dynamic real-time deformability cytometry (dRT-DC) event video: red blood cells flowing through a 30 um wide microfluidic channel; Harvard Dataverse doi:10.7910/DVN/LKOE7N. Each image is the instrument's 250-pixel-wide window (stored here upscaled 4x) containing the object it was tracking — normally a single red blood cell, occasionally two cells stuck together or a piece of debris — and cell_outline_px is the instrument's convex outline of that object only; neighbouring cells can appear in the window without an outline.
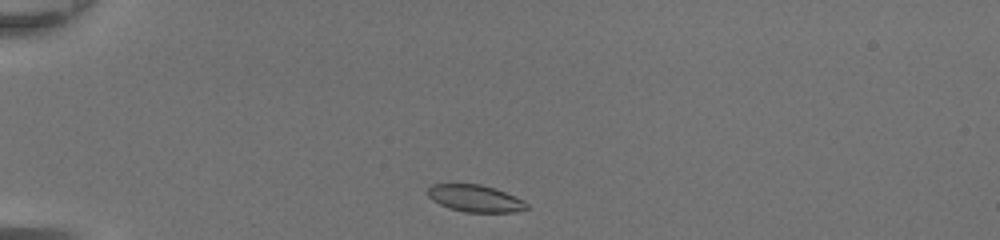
{"species": "common noctule bat (a hibernating species)", "species_latin": "Nyctalus noctula", "temperature_condition": "room temperature", "stored_images_in_passage": 36, "camera_frame_rate_fps": 3000, "um_per_image_px": 0.085, "animal": {"sex": "female", "body_mass_g": 20.0, "forearm_length_mm": 54.0}, "frame": {"image": 1, "passage_image": 1, "time_ms": 0.0, "image_size_px": [1000, 240], "cell_outline_px": [[528, 208], [516, 212], [464, 212], [448, 208], [432, 200], [428, 196], [428, 188], [432, 184], [480, 184], [496, 188], [524, 200], [528, 204]], "centroid_in_image_um": [40.4, 16.86], "position_along_channel_um": 44.6, "area_um2": 15.66}}
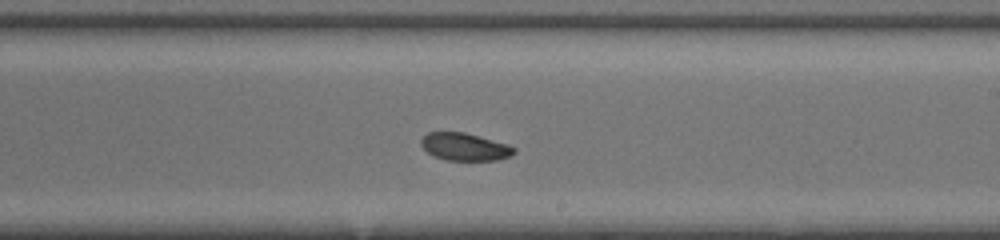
{"frame": {"image": 2, "passage_image": 18, "time_ms": 5.667, "image_size_px": [1000, 240], "cell_outline_px": [[516, 152], [500, 160], [448, 160], [432, 156], [420, 144], [420, 140], [428, 132], [464, 132], [508, 144], [516, 148]], "centroid_in_image_um": [39.5, 12.48], "position_along_channel_um": 249.5, "area_um2": 14.91}}
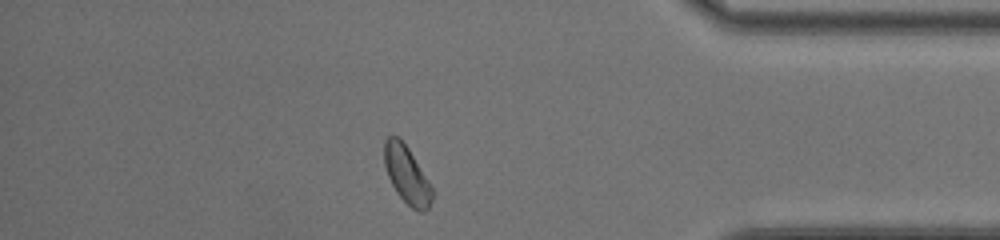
{"frame": {"image": 3, "passage_image": 30, "time_ms": 9.667, "image_size_px": [1000, 240], "cell_outline_px": [[432, 200], [428, 208], [424, 212], [420, 212], [412, 208], [396, 192], [388, 176], [384, 164], [384, 140], [388, 136], [400, 136], [408, 148], [428, 180], [432, 188]], "centroid_in_image_um": [34.56, 14.83], "position_along_channel_um": 400.6, "area_um2": 15.9}, "authors_computed_cell_mechanics": {"area_um2": 15.7216, "velocity_mm_per_s": 4.3715, "shape_relaxation_time_tau1_ms": 3.4706, "shape_relaxation_time_tau2_ms": null, "deformation_change_tau1": 0.0911, "deformation_change_tau2": null}}